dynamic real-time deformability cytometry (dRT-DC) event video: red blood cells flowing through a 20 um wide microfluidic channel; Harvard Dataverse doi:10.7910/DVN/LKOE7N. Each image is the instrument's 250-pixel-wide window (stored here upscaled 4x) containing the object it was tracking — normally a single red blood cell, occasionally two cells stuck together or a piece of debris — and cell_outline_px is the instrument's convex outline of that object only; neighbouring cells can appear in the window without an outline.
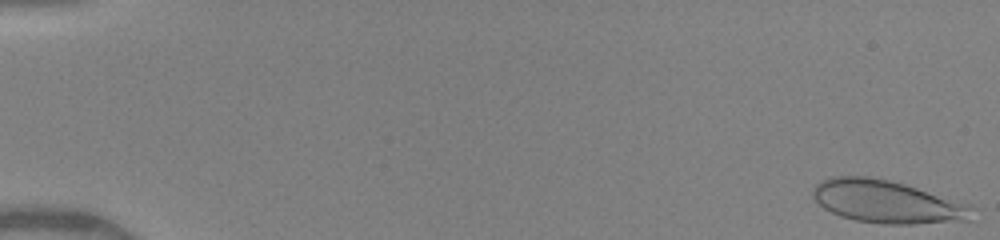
{"species": "human", "species_latin": "Homo sapiens", "temperature_condition": "warm", "stored_images_in_passage": 47, "camera_frame_rate_fps": 3000, "um_per_image_px": 0.085, "donor": {"sex": "female"}, "frame": {"image": 1, "passage_image": 1, "time_ms": 0.0, "image_size_px": [1000, 240], "cell_outline_px": [[980, 208], [972, 220], [912, 224], [884, 224], [856, 220], [840, 216], [824, 208], [812, 196], [812, 192], [816, 184], [832, 176], [868, 176], [888, 180], [904, 184], [972, 204]], "centroid_in_image_um": [75.51, 17.16], "position_along_channel_um": 9.5, "area_um2": 40.06}}
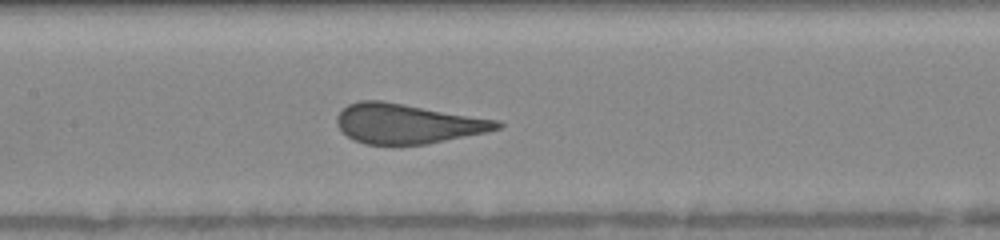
{"frame": {"image": 2, "passage_image": 25, "time_ms": 8.0, "image_size_px": [1000, 240], "cell_outline_px": [[504, 124], [500, 128], [488, 132], [428, 144], [364, 144], [348, 136], [336, 124], [336, 116], [348, 104], [360, 100], [380, 100], [500, 120]], "centroid_in_image_um": [34.67, 10.51], "position_along_channel_um": 172.7, "area_um2": 37.05}}
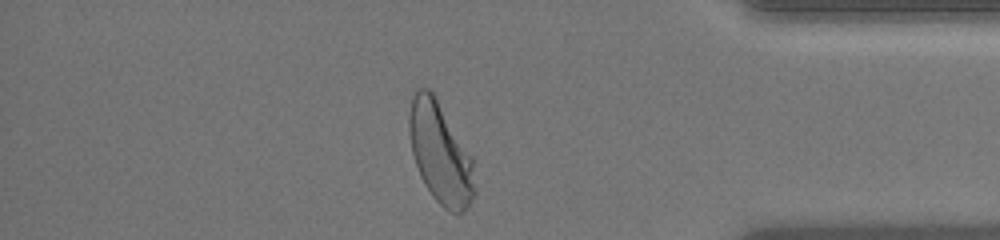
{"frame": {"image": 3, "passage_image": 43, "time_ms": 14.0, "image_size_px": [1000, 240], "cell_outline_px": [[476, 192], [468, 208], [464, 212], [452, 212], [444, 208], [432, 196], [424, 184], [420, 176], [412, 152], [408, 128], [408, 116], [412, 96], [416, 88], [428, 88], [432, 92], [472, 156]], "centroid_in_image_um": [37.42, 13.04], "position_along_channel_um": 397.8, "area_um2": 38.55}}